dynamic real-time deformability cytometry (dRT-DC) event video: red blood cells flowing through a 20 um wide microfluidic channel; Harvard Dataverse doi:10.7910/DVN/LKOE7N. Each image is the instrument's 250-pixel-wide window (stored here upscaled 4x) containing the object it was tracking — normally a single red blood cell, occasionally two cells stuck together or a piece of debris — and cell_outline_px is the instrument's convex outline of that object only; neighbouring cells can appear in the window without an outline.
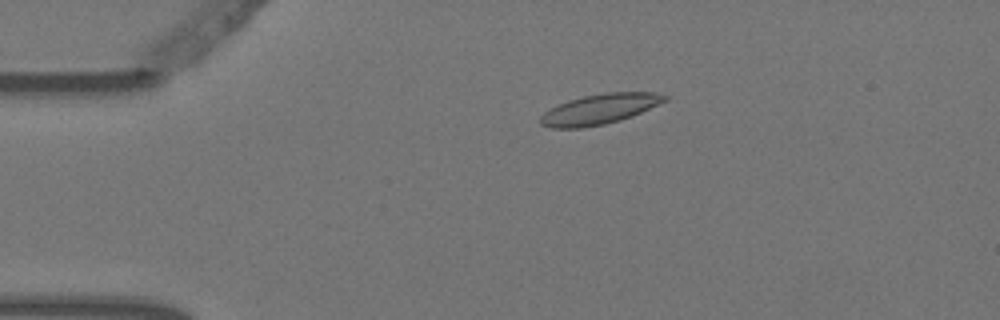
{"species": "Egyptian fruit bat (a non-hibernating species)", "species_latin": "Rousettus aegyptiacus", "temperature_condition": "warm", "stored_images_in_passage": 5, "camera_frame_rate_fps": 3000, "um_per_image_px": 0.085, "animal": {"sex": "female"}, "frame": {"image": 1, "passage_image": 4, "time_ms": 1.0, "image_size_px": [1000, 320], "cell_outline_px": [[668, 100], [632, 116], [620, 120], [604, 124], [580, 128], [552, 128], [540, 124], [540, 116], [544, 112], [568, 100], [584, 96], [608, 92], [656, 92], [668, 96]], "centroid_in_image_um": [50.99, 9.27], "position_along_channel_um": 34.0, "area_um2": 21.73}}